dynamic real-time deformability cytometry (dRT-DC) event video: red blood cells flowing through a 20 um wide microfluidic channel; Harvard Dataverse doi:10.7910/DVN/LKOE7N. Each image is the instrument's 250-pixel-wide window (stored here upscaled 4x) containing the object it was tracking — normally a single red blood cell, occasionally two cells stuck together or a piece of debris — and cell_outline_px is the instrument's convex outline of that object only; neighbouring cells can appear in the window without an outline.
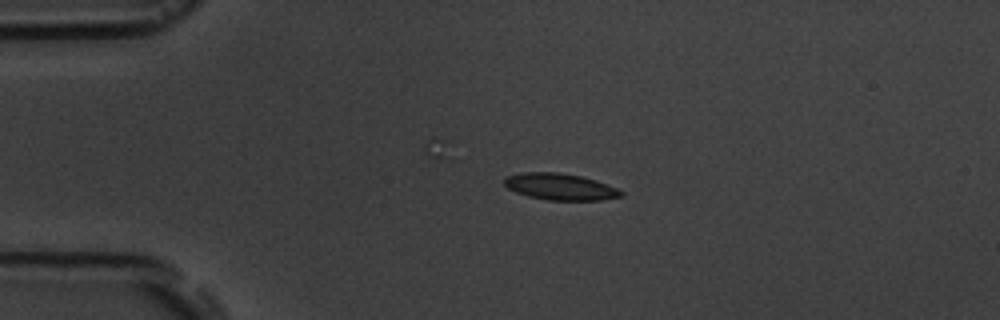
{"species": "common noctule bat (a hibernating species)", "species_latin": "Nyctalus noctula", "temperature_condition": "room temperature", "stored_images_in_passage": 4, "camera_frame_rate_fps": 3000, "um_per_image_px": 0.085, "animal": {"sex": "male", "body_mass_g": 19.5, "forearm_length_mm": 54.6}, "frame": {"image": 1, "passage_image": 2, "time_ms": 2.0, "image_size_px": [1000, 320], "cell_outline_px": [[624, 196], [604, 200], [548, 200], [528, 196], [516, 192], [508, 188], [504, 184], [504, 176], [524, 172], [556, 172], [580, 176], [596, 180], [616, 188], [624, 192]], "centroid_in_image_um": [47.62, 15.87], "position_along_channel_um": 37.4, "area_um2": 18.09}}
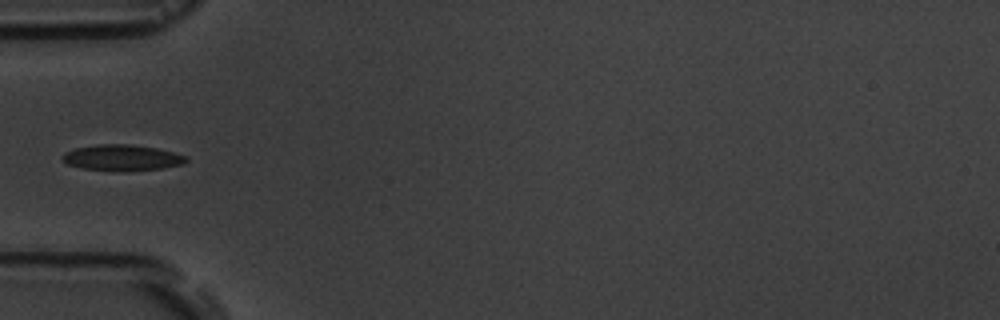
{"frame": {"image": 2, "passage_image": 4, "time_ms": 4.0, "image_size_px": [1000, 320], "cell_outline_px": [[188, 160], [184, 164], [160, 168], [124, 172], [84, 168], [68, 164], [60, 156], [64, 152], [76, 148], [100, 144], [128, 144], [156, 148], [188, 156]], "centroid_in_image_um": [10.39, 13.41], "position_along_channel_um": 74.6, "area_um2": 18.67}}